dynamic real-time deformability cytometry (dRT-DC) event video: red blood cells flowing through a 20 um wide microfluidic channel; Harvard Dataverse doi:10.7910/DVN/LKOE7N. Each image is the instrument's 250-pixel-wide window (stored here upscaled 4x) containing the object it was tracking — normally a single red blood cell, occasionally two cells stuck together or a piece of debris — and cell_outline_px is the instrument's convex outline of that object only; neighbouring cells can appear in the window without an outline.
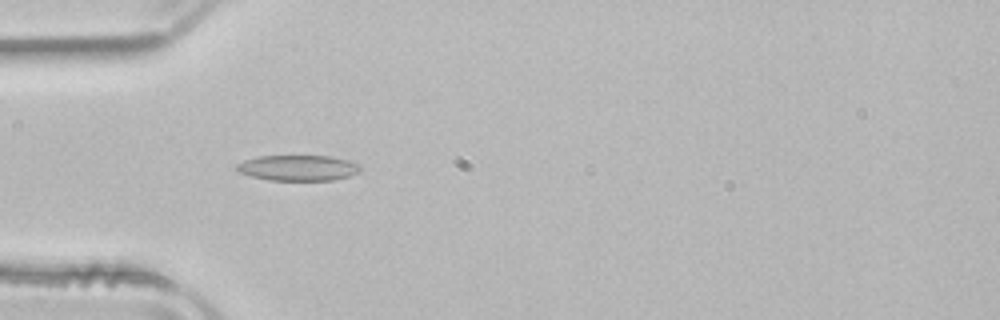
{"species": "common noctule bat (a hibernating species)", "species_latin": "Nyctalus noctula", "temperature_condition": "room temperature", "stored_images_in_passage": 51, "camera_frame_rate_fps": 3000, "um_per_image_px": 0.085, "animal": {"sex": "male", "body_mass_g": 21.5, "forearm_length_mm": 52.0}, "frame": {"image": 1, "passage_image": 15, "time_ms": 4.667, "image_size_px": [1000, 320], "cell_outline_px": [[360, 172], [336, 180], [268, 180], [252, 176], [240, 172], [236, 168], [236, 164], [244, 160], [260, 156], [332, 156], [348, 160], [360, 164]], "centroid_in_image_um": [25.37, 14.27], "position_along_channel_um": 59.6, "area_um2": 18.44}}
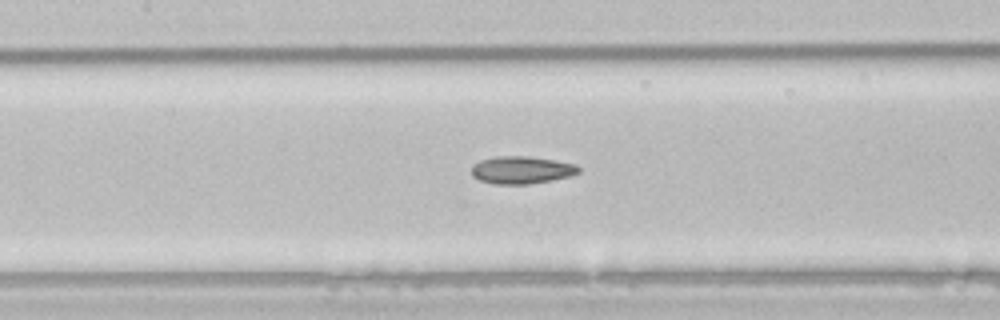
{"frame": {"image": 2, "passage_image": 23, "time_ms": 7.333, "image_size_px": [1000, 320], "cell_outline_px": [[580, 172], [572, 176], [552, 180], [528, 184], [492, 184], [480, 180], [472, 176], [472, 168], [480, 160], [496, 156], [528, 156], [556, 160], [576, 164], [580, 168]], "centroid_in_image_um": [44.37, 14.45], "position_along_channel_um": 163.0, "area_um2": 17.28}}
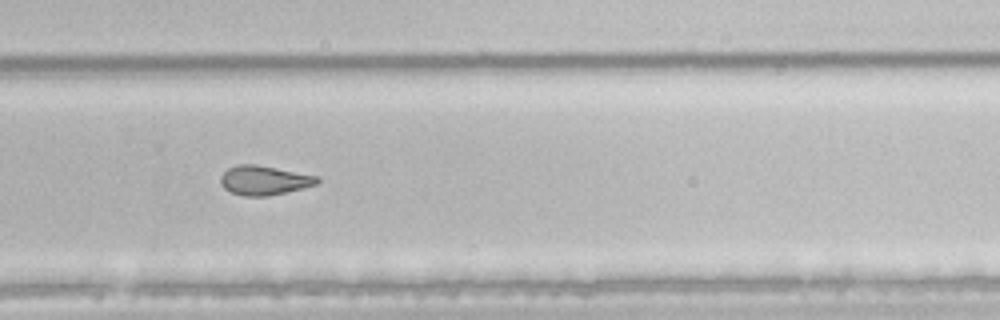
{"frame": {"image": 3, "passage_image": 34, "time_ms": 11.0, "image_size_px": [1000, 320], "cell_outline_px": [[320, 180], [316, 184], [268, 196], [244, 196], [232, 192], [224, 188], [220, 184], [220, 176], [228, 168], [236, 164], [252, 164], [276, 168], [320, 176]], "centroid_in_image_um": [22.42, 15.32], "position_along_channel_um": 307.4, "area_um2": 16.36}, "authors_computed_cell_mechanics": {"area_um2": 18.5538, "velocity_mm_per_s": 3.9505, "shape_relaxation_time_tau1_ms": null, "shape_relaxation_time_tau2_ms": 2.4645, "deformation_change_tau1": null, "deformation_change_tau2": 0.0935}}